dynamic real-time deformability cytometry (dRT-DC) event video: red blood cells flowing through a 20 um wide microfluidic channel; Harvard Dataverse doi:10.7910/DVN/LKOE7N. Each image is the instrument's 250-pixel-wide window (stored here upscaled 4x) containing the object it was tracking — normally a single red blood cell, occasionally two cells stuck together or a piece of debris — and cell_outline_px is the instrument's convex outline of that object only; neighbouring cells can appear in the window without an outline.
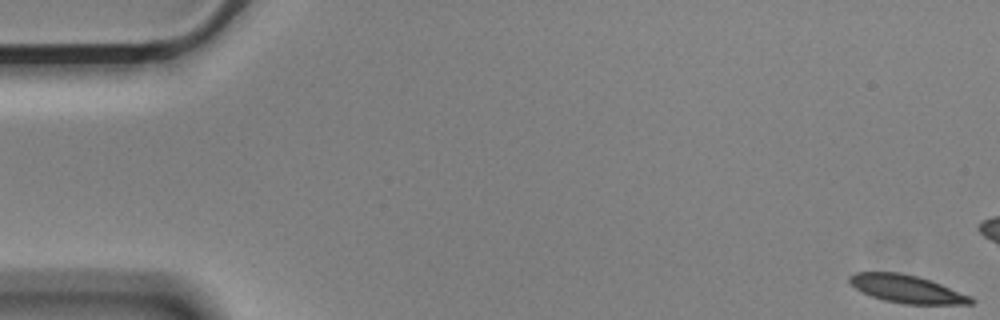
{"species": "Egyptian fruit bat (a non-hibernating species)", "species_latin": "Rousettus aegyptiacus", "temperature_condition": "cold", "stored_images_in_passage": 17, "camera_frame_rate_fps": 3000, "um_per_image_px": 0.085, "animal": {"sex": "male"}, "frame": {"image": 1, "passage_image": 1, "time_ms": 0.0, "image_size_px": [1000, 320], "cell_outline_px": [[976, 300], [972, 304], [904, 304], [884, 300], [872, 296], [856, 288], [848, 280], [848, 276], [856, 272], [900, 272], [916, 276], [940, 284], [972, 296]], "centroid_in_image_um": [77.1, 24.56], "position_along_channel_um": 7.9, "area_um2": 19.54}}